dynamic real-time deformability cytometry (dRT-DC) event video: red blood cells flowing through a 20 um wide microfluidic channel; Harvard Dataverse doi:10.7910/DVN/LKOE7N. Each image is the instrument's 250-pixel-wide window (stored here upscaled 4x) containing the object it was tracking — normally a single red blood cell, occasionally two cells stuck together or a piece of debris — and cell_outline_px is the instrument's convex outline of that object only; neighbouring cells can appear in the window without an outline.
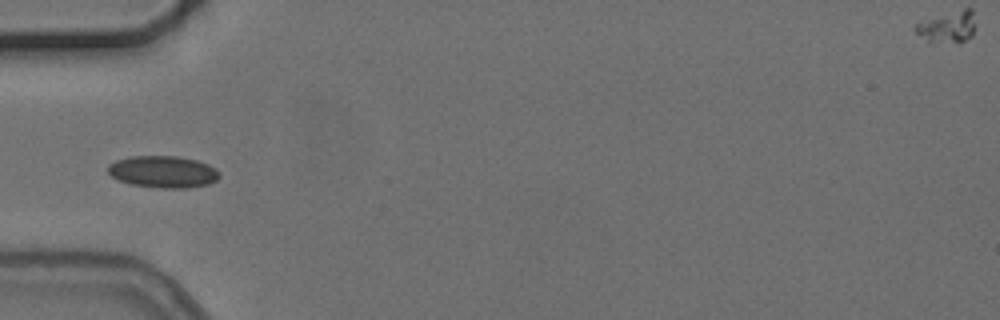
{"species": "common noctule bat (a hibernating species)", "species_latin": "Nyctalus noctula", "temperature_condition": "cold", "stored_images_in_passage": 7, "camera_frame_rate_fps": 3000, "um_per_image_px": 0.085, "animal": {"sex": "female", "body_mass_g": 24.6, "forearm_length_mm": 56.2}, "frame": {"image": 1, "passage_image": 5, "time_ms": 5.667, "image_size_px": [1000, 320], "cell_outline_px": [[220, 176], [216, 180], [208, 184], [188, 188], [160, 188], [132, 184], [120, 180], [112, 176], [108, 172], [108, 164], [116, 160], [132, 156], [176, 156], [196, 160], [208, 164], [216, 168], [220, 172]], "centroid_in_image_um": [13.89, 14.6], "position_along_channel_um": 71.1, "area_um2": 20.69}}
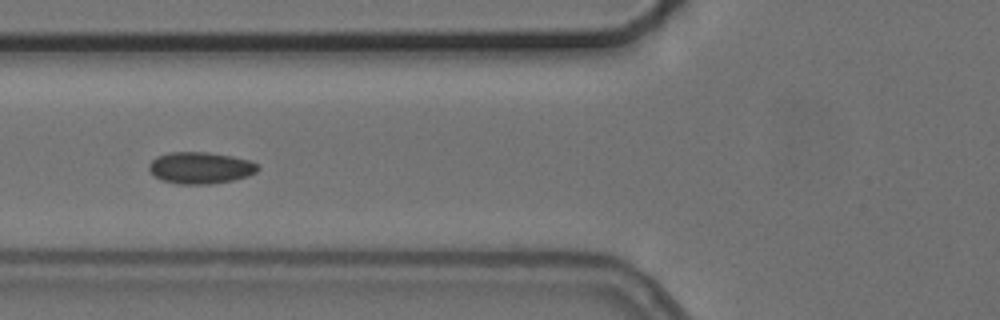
{"frame": {"image": 2, "passage_image": 6, "time_ms": 6.667, "image_size_px": [1000, 320], "cell_outline_px": [[260, 168], [256, 172], [248, 176], [232, 180], [208, 184], [180, 184], [160, 180], [148, 168], [148, 164], [156, 156], [168, 152], [208, 152], [232, 156], [252, 160], [260, 164]], "centroid_in_image_um": [17.06, 14.25], "position_along_channel_um": 108.7, "area_um2": 20.29}}
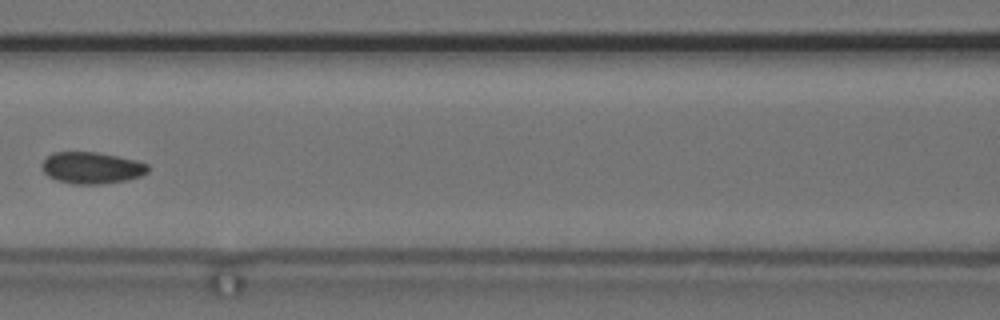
{"frame": {"image": 3, "passage_image": 7, "time_ms": 8.0, "image_size_px": [1000, 320], "cell_outline_px": [[148, 172], [140, 176], [128, 180], [100, 184], [72, 184], [56, 180], [48, 176], [40, 168], [40, 164], [52, 152], [96, 152], [136, 160], [148, 164]], "centroid_in_image_um": [7.76, 14.27], "position_along_channel_um": 158.8, "area_um2": 19.65}}